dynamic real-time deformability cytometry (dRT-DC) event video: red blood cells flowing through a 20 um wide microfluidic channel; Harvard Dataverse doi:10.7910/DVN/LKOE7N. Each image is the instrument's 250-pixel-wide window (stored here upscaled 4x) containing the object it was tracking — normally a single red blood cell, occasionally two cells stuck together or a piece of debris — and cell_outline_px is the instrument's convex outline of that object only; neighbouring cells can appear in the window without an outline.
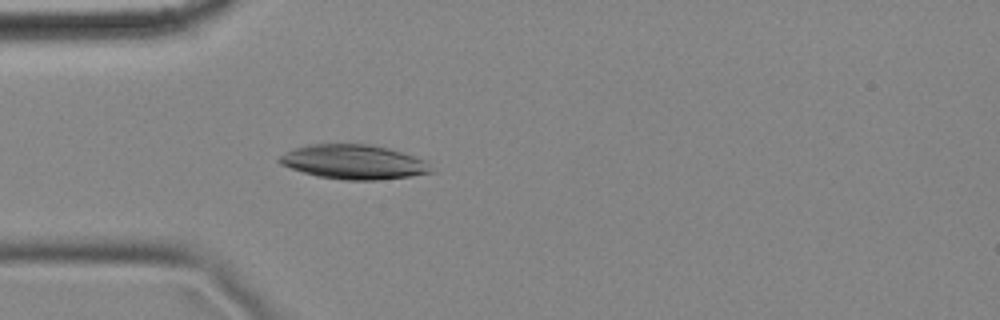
{"species": "common noctule bat (a hibernating species)", "species_latin": "Nyctalus noctula", "temperature_condition": "cold", "stored_images_in_passage": 2, "camera_frame_rate_fps": 3000, "um_per_image_px": 0.085, "animal": {"sex": "female", "body_mass_g": 18.4}, "frame": {"image": 1, "passage_image": 2, "time_ms": 0.333, "image_size_px": [1000, 320], "cell_outline_px": [[436, 172], [412, 176], [376, 180], [344, 180], [316, 176], [280, 164], [276, 160], [280, 156], [296, 148], [308, 144], [372, 144], [388, 148], [424, 160]], "centroid_in_image_um": [30.08, 13.77], "position_along_channel_um": 54.9, "area_um2": 30.29}}